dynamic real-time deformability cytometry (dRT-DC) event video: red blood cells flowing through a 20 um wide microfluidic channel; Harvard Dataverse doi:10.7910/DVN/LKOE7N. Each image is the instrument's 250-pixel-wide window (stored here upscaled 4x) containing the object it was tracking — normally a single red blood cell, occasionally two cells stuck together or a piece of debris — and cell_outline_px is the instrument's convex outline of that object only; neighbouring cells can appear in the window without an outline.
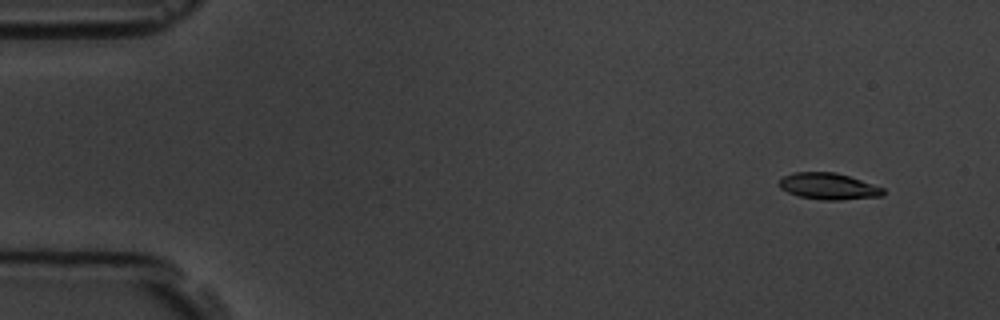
{"species": "common noctule bat (a hibernating species)", "species_latin": "Nyctalus noctula", "temperature_condition": "room temperature", "stored_images_in_passage": 6, "camera_frame_rate_fps": 3000, "um_per_image_px": 0.085, "animal": {"sex": "male", "body_mass_g": 19.5, "forearm_length_mm": 54.6}, "frame": {"image": 1, "passage_image": 2, "time_ms": 1.333, "image_size_px": [1000, 320], "cell_outline_px": [[884, 196], [840, 200], [824, 200], [800, 196], [788, 192], [780, 188], [776, 184], [784, 176], [796, 172], [836, 172], [884, 188]], "centroid_in_image_um": [70.42, 15.83], "position_along_channel_um": 14.6, "area_um2": 15.95}}
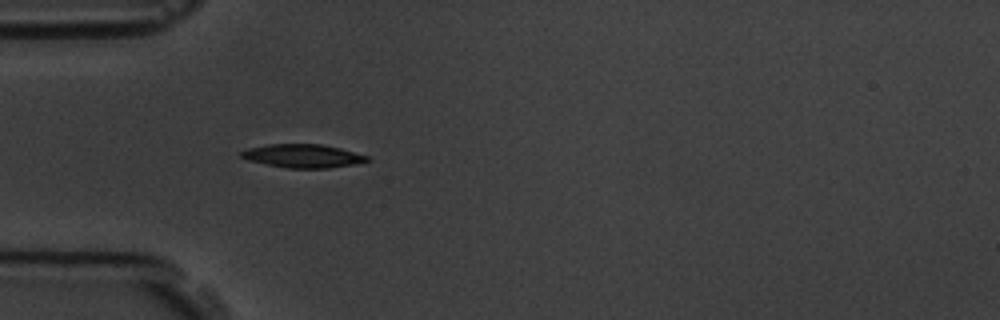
{"frame": {"image": 2, "passage_image": 6, "time_ms": 5.667, "image_size_px": [1000, 320], "cell_outline_px": [[372, 160], [352, 164], [328, 168], [288, 168], [248, 160], [240, 156], [240, 152], [248, 148], [268, 144], [320, 144], [340, 148], [368, 156]], "centroid_in_image_um": [25.74, 13.25], "position_along_channel_um": 59.3, "area_um2": 16.99}}